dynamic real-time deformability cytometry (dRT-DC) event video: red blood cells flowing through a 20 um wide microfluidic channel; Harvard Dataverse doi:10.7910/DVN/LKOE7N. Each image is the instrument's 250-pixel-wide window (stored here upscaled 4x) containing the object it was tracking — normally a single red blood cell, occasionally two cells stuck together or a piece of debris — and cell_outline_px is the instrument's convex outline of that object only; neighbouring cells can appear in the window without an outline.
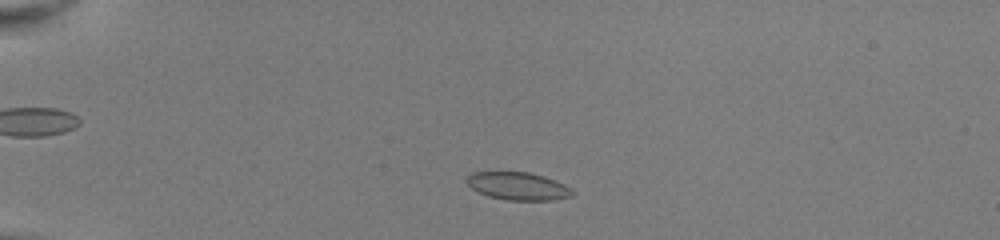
{"species": "common noctule bat (a hibernating species)", "species_latin": "Nyctalus noctula", "temperature_condition": "room temperature", "stored_images_in_passage": 45, "camera_frame_rate_fps": 3000, "um_per_image_px": 0.085, "animal": {"sex": "female", "body_mass_g": 22.0, "forearm_length_mm": 56.7}, "frame": {"image": 1, "passage_image": 7, "time_ms": 2.0, "image_size_px": [1000, 240], "cell_outline_px": [[576, 192], [572, 196], [552, 200], [508, 200], [488, 196], [472, 188], [468, 184], [468, 176], [472, 172], [528, 172], [544, 176], [556, 180], [564, 184]], "centroid_in_image_um": [44.08, 15.82], "position_along_channel_um": 40.9, "area_um2": 16.99}}
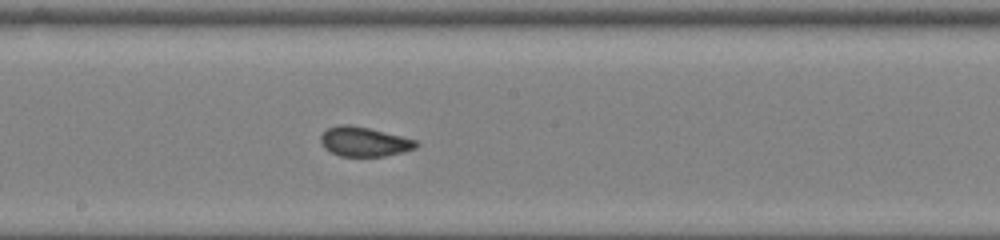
{"frame": {"image": 2, "passage_image": 24, "time_ms": 7.667, "image_size_px": [1000, 240], "cell_outline_px": [[420, 144], [416, 148], [384, 156], [340, 156], [332, 152], [320, 140], [320, 136], [328, 128], [340, 124], [348, 124], [368, 128], [416, 140]], "centroid_in_image_um": [30.97, 12.04], "position_along_channel_um": 217.2, "area_um2": 16.01}}
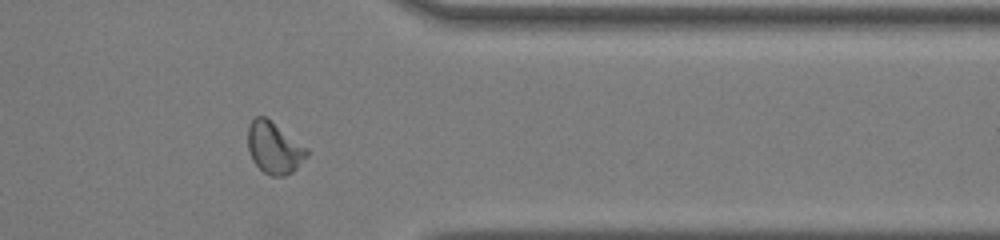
{"frame": {"image": 3, "passage_image": 37, "time_ms": 12.0, "image_size_px": [1000, 240], "cell_outline_px": [[308, 156], [292, 172], [284, 176], [272, 176], [264, 172], [252, 160], [248, 148], [248, 128], [252, 120], [256, 116], [264, 116], [308, 148]], "centroid_in_image_um": [23.31, 12.58], "position_along_channel_um": 388.1, "area_um2": 17.51}, "authors_computed_cell_mechanics": {"area_um2": 16.6464, "velocity_mm_per_s": 4.0316, "shape_relaxation_time_tau1_ms": 4.0108, "shape_relaxation_time_tau2_ms": 0.7189, "deformation_change_tau1": 0.1269, "deformation_change_tau2": 0.0538}}